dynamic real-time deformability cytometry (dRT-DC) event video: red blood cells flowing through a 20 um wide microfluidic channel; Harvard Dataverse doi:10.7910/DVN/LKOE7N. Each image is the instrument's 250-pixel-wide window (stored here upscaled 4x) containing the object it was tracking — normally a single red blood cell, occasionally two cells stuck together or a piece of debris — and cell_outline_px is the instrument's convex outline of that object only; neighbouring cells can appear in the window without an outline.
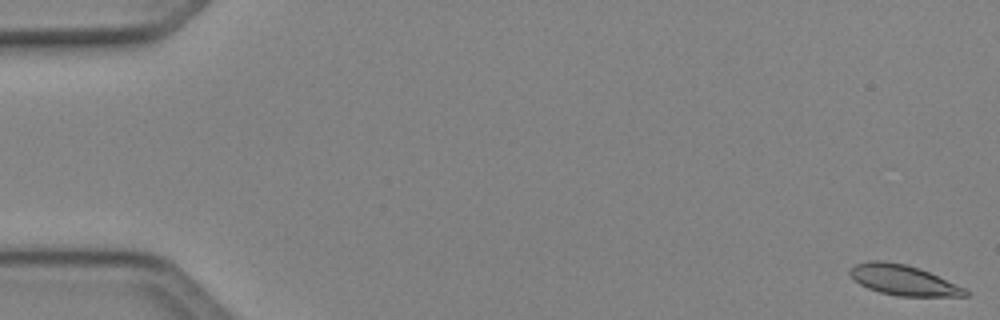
{"species": "Egyptian fruit bat (a non-hibernating species)", "species_latin": "Rousettus aegyptiacus", "temperature_condition": "cold", "stored_images_in_passage": 50, "camera_frame_rate_fps": 3000, "um_per_image_px": 0.085, "animal": {"sex": "female"}, "frame": {"image": 1, "passage_image": 1, "time_ms": 0.0, "image_size_px": [1000, 320], "cell_outline_px": [[968, 296], [896, 296], [880, 292], [868, 288], [860, 284], [848, 272], [856, 264], [868, 260], [880, 260], [904, 264], [920, 268], [964, 288], [968, 292]], "centroid_in_image_um": [76.76, 23.81], "position_along_channel_um": 8.2, "area_um2": 20.06}}
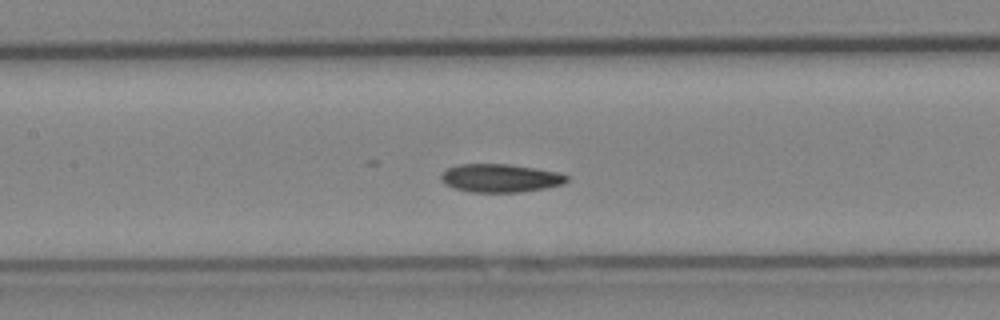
{"frame": {"image": 2, "passage_image": 24, "time_ms": 7.667, "image_size_px": [1000, 320], "cell_outline_px": [[568, 180], [564, 184], [544, 188], [520, 192], [472, 192], [452, 188], [444, 184], [440, 176], [448, 168], [460, 164], [508, 164], [556, 172], [568, 176]], "centroid_in_image_um": [42.5, 15.14], "position_along_channel_um": 164.9, "area_um2": 20.52}}
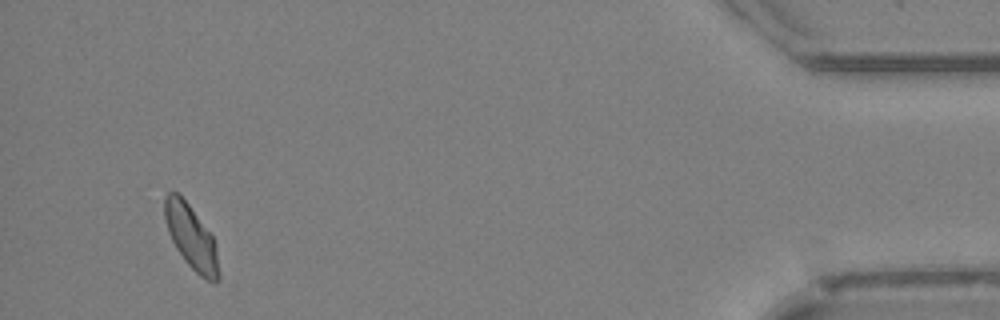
{"frame": {"image": 3, "passage_image": 48, "time_ms": 15.667, "image_size_px": [1000, 320], "cell_outline_px": [[220, 276], [216, 280], [208, 280], [200, 276], [188, 264], [176, 248], [168, 232], [164, 216], [164, 196], [168, 192], [176, 192], [188, 204], [212, 236], [216, 244], [220, 272]], "centroid_in_image_um": [16.25, 20.16], "position_along_channel_um": 419.0, "area_um2": 19.83}, "authors_computed_cell_mechanics": {"area_um2": 20.5768, "velocity_mm_per_s": 4.0625, "shape_relaxation_time_tau1_ms": 5.9585, "shape_relaxation_time_tau2_ms": 2.6131, "deformation_change_tau1": 0.111, "deformation_change_tau2": 0.0574}}